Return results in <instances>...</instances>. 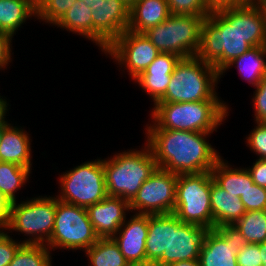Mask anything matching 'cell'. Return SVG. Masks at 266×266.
I'll return each mask as SVG.
<instances>
[{
  "label": "cell",
  "instance_id": "d590c367",
  "mask_svg": "<svg viewBox=\"0 0 266 266\" xmlns=\"http://www.w3.org/2000/svg\"><path fill=\"white\" fill-rule=\"evenodd\" d=\"M263 250L259 243H248L237 254L238 266H262Z\"/></svg>",
  "mask_w": 266,
  "mask_h": 266
},
{
  "label": "cell",
  "instance_id": "5b68a950",
  "mask_svg": "<svg viewBox=\"0 0 266 266\" xmlns=\"http://www.w3.org/2000/svg\"><path fill=\"white\" fill-rule=\"evenodd\" d=\"M108 196L120 197L129 203L143 182L158 168L149 146L133 149L103 159Z\"/></svg>",
  "mask_w": 266,
  "mask_h": 266
},
{
  "label": "cell",
  "instance_id": "6da1fadb",
  "mask_svg": "<svg viewBox=\"0 0 266 266\" xmlns=\"http://www.w3.org/2000/svg\"><path fill=\"white\" fill-rule=\"evenodd\" d=\"M266 46L263 17L256 4L211 11L201 27L196 56L220 73L229 62L252 47Z\"/></svg>",
  "mask_w": 266,
  "mask_h": 266
},
{
  "label": "cell",
  "instance_id": "83f0119b",
  "mask_svg": "<svg viewBox=\"0 0 266 266\" xmlns=\"http://www.w3.org/2000/svg\"><path fill=\"white\" fill-rule=\"evenodd\" d=\"M32 168L0 162V193L10 204L16 202L17 191L28 182Z\"/></svg>",
  "mask_w": 266,
  "mask_h": 266
},
{
  "label": "cell",
  "instance_id": "ee69618b",
  "mask_svg": "<svg viewBox=\"0 0 266 266\" xmlns=\"http://www.w3.org/2000/svg\"><path fill=\"white\" fill-rule=\"evenodd\" d=\"M8 105L9 104H0V116L4 113L8 111Z\"/></svg>",
  "mask_w": 266,
  "mask_h": 266
},
{
  "label": "cell",
  "instance_id": "f546056e",
  "mask_svg": "<svg viewBox=\"0 0 266 266\" xmlns=\"http://www.w3.org/2000/svg\"><path fill=\"white\" fill-rule=\"evenodd\" d=\"M49 250L46 245L22 244L9 266H52Z\"/></svg>",
  "mask_w": 266,
  "mask_h": 266
},
{
  "label": "cell",
  "instance_id": "ab89813d",
  "mask_svg": "<svg viewBox=\"0 0 266 266\" xmlns=\"http://www.w3.org/2000/svg\"><path fill=\"white\" fill-rule=\"evenodd\" d=\"M248 3L246 0H207L211 11H216L225 7H235Z\"/></svg>",
  "mask_w": 266,
  "mask_h": 266
},
{
  "label": "cell",
  "instance_id": "9a60e30c",
  "mask_svg": "<svg viewBox=\"0 0 266 266\" xmlns=\"http://www.w3.org/2000/svg\"><path fill=\"white\" fill-rule=\"evenodd\" d=\"M206 232L204 227L183 223L173 213L169 214L168 255H162L152 266L199 259Z\"/></svg>",
  "mask_w": 266,
  "mask_h": 266
},
{
  "label": "cell",
  "instance_id": "ba28073f",
  "mask_svg": "<svg viewBox=\"0 0 266 266\" xmlns=\"http://www.w3.org/2000/svg\"><path fill=\"white\" fill-rule=\"evenodd\" d=\"M211 172L178 175L173 214L183 223L213 229Z\"/></svg>",
  "mask_w": 266,
  "mask_h": 266
},
{
  "label": "cell",
  "instance_id": "7c38bea8",
  "mask_svg": "<svg viewBox=\"0 0 266 266\" xmlns=\"http://www.w3.org/2000/svg\"><path fill=\"white\" fill-rule=\"evenodd\" d=\"M92 9V42L102 52L124 33L130 21V7L122 0H81Z\"/></svg>",
  "mask_w": 266,
  "mask_h": 266
},
{
  "label": "cell",
  "instance_id": "1f68e13d",
  "mask_svg": "<svg viewBox=\"0 0 266 266\" xmlns=\"http://www.w3.org/2000/svg\"><path fill=\"white\" fill-rule=\"evenodd\" d=\"M170 13L208 16L211 12L207 0H166Z\"/></svg>",
  "mask_w": 266,
  "mask_h": 266
},
{
  "label": "cell",
  "instance_id": "836d02e7",
  "mask_svg": "<svg viewBox=\"0 0 266 266\" xmlns=\"http://www.w3.org/2000/svg\"><path fill=\"white\" fill-rule=\"evenodd\" d=\"M256 127L248 135L247 145L258 155V159H266V123L255 122Z\"/></svg>",
  "mask_w": 266,
  "mask_h": 266
},
{
  "label": "cell",
  "instance_id": "c3c4849f",
  "mask_svg": "<svg viewBox=\"0 0 266 266\" xmlns=\"http://www.w3.org/2000/svg\"><path fill=\"white\" fill-rule=\"evenodd\" d=\"M125 2L129 7L136 1V0H122Z\"/></svg>",
  "mask_w": 266,
  "mask_h": 266
},
{
  "label": "cell",
  "instance_id": "9c48e42d",
  "mask_svg": "<svg viewBox=\"0 0 266 266\" xmlns=\"http://www.w3.org/2000/svg\"><path fill=\"white\" fill-rule=\"evenodd\" d=\"M56 198L62 202L87 208L108 196L103 159L84 162L63 172Z\"/></svg>",
  "mask_w": 266,
  "mask_h": 266
},
{
  "label": "cell",
  "instance_id": "52a82bcc",
  "mask_svg": "<svg viewBox=\"0 0 266 266\" xmlns=\"http://www.w3.org/2000/svg\"><path fill=\"white\" fill-rule=\"evenodd\" d=\"M17 202L9 204L7 231L29 236L23 244L47 245L54 228L56 197L46 195Z\"/></svg>",
  "mask_w": 266,
  "mask_h": 266
},
{
  "label": "cell",
  "instance_id": "d4e9b609",
  "mask_svg": "<svg viewBox=\"0 0 266 266\" xmlns=\"http://www.w3.org/2000/svg\"><path fill=\"white\" fill-rule=\"evenodd\" d=\"M224 161L221 157L211 170L213 180L228 193L241 197L254 184L251 174L247 168H232Z\"/></svg>",
  "mask_w": 266,
  "mask_h": 266
},
{
  "label": "cell",
  "instance_id": "681fc988",
  "mask_svg": "<svg viewBox=\"0 0 266 266\" xmlns=\"http://www.w3.org/2000/svg\"><path fill=\"white\" fill-rule=\"evenodd\" d=\"M2 96L0 95V104H7L8 102L6 101L5 98H1Z\"/></svg>",
  "mask_w": 266,
  "mask_h": 266
},
{
  "label": "cell",
  "instance_id": "603a6c76",
  "mask_svg": "<svg viewBox=\"0 0 266 266\" xmlns=\"http://www.w3.org/2000/svg\"><path fill=\"white\" fill-rule=\"evenodd\" d=\"M37 17V8L29 0H0V32L13 38L28 18Z\"/></svg>",
  "mask_w": 266,
  "mask_h": 266
},
{
  "label": "cell",
  "instance_id": "ffe728a7",
  "mask_svg": "<svg viewBox=\"0 0 266 266\" xmlns=\"http://www.w3.org/2000/svg\"><path fill=\"white\" fill-rule=\"evenodd\" d=\"M211 210L213 229L222 225H234L246 212L240 197L221 188L211 174Z\"/></svg>",
  "mask_w": 266,
  "mask_h": 266
},
{
  "label": "cell",
  "instance_id": "5bb4252c",
  "mask_svg": "<svg viewBox=\"0 0 266 266\" xmlns=\"http://www.w3.org/2000/svg\"><path fill=\"white\" fill-rule=\"evenodd\" d=\"M246 244L235 225L218 226L205 233L198 260L201 266H238L237 254Z\"/></svg>",
  "mask_w": 266,
  "mask_h": 266
},
{
  "label": "cell",
  "instance_id": "8992f818",
  "mask_svg": "<svg viewBox=\"0 0 266 266\" xmlns=\"http://www.w3.org/2000/svg\"><path fill=\"white\" fill-rule=\"evenodd\" d=\"M206 17L171 13L165 21L143 33L160 52L173 53L181 58L196 56Z\"/></svg>",
  "mask_w": 266,
  "mask_h": 266
},
{
  "label": "cell",
  "instance_id": "277c9868",
  "mask_svg": "<svg viewBox=\"0 0 266 266\" xmlns=\"http://www.w3.org/2000/svg\"><path fill=\"white\" fill-rule=\"evenodd\" d=\"M219 79L220 73L212 64L197 56L181 58L172 72L165 95L157 103L222 101L216 92Z\"/></svg>",
  "mask_w": 266,
  "mask_h": 266
},
{
  "label": "cell",
  "instance_id": "d6a6232c",
  "mask_svg": "<svg viewBox=\"0 0 266 266\" xmlns=\"http://www.w3.org/2000/svg\"><path fill=\"white\" fill-rule=\"evenodd\" d=\"M246 211L266 210V188L249 185L240 197Z\"/></svg>",
  "mask_w": 266,
  "mask_h": 266
},
{
  "label": "cell",
  "instance_id": "8d00e7d4",
  "mask_svg": "<svg viewBox=\"0 0 266 266\" xmlns=\"http://www.w3.org/2000/svg\"><path fill=\"white\" fill-rule=\"evenodd\" d=\"M254 96L252 98L254 107L255 122L266 123V75L255 87Z\"/></svg>",
  "mask_w": 266,
  "mask_h": 266
},
{
  "label": "cell",
  "instance_id": "f907efd6",
  "mask_svg": "<svg viewBox=\"0 0 266 266\" xmlns=\"http://www.w3.org/2000/svg\"><path fill=\"white\" fill-rule=\"evenodd\" d=\"M260 1H264V0H249L248 3L256 4V3L260 2Z\"/></svg>",
  "mask_w": 266,
  "mask_h": 266
},
{
  "label": "cell",
  "instance_id": "8fae6325",
  "mask_svg": "<svg viewBox=\"0 0 266 266\" xmlns=\"http://www.w3.org/2000/svg\"><path fill=\"white\" fill-rule=\"evenodd\" d=\"M177 179L175 173L157 168L129 203L130 211L149 215L173 213Z\"/></svg>",
  "mask_w": 266,
  "mask_h": 266
},
{
  "label": "cell",
  "instance_id": "60d3db41",
  "mask_svg": "<svg viewBox=\"0 0 266 266\" xmlns=\"http://www.w3.org/2000/svg\"><path fill=\"white\" fill-rule=\"evenodd\" d=\"M8 214H9V203L0 193V231L7 230L8 226Z\"/></svg>",
  "mask_w": 266,
  "mask_h": 266
},
{
  "label": "cell",
  "instance_id": "4316f807",
  "mask_svg": "<svg viewBox=\"0 0 266 266\" xmlns=\"http://www.w3.org/2000/svg\"><path fill=\"white\" fill-rule=\"evenodd\" d=\"M85 253L89 266H131L112 237L99 238Z\"/></svg>",
  "mask_w": 266,
  "mask_h": 266
},
{
  "label": "cell",
  "instance_id": "ac0fdd59",
  "mask_svg": "<svg viewBox=\"0 0 266 266\" xmlns=\"http://www.w3.org/2000/svg\"><path fill=\"white\" fill-rule=\"evenodd\" d=\"M6 113L0 116V162L31 168L32 139L27 131L5 121Z\"/></svg>",
  "mask_w": 266,
  "mask_h": 266
},
{
  "label": "cell",
  "instance_id": "e0dca14e",
  "mask_svg": "<svg viewBox=\"0 0 266 266\" xmlns=\"http://www.w3.org/2000/svg\"><path fill=\"white\" fill-rule=\"evenodd\" d=\"M89 220L99 238L113 237L125 222L130 211L127 200L106 196L102 201L86 208ZM127 211V212H126Z\"/></svg>",
  "mask_w": 266,
  "mask_h": 266
},
{
  "label": "cell",
  "instance_id": "b9f144b4",
  "mask_svg": "<svg viewBox=\"0 0 266 266\" xmlns=\"http://www.w3.org/2000/svg\"><path fill=\"white\" fill-rule=\"evenodd\" d=\"M167 266H201V265L198 259H194V260L174 262Z\"/></svg>",
  "mask_w": 266,
  "mask_h": 266
},
{
  "label": "cell",
  "instance_id": "7a4b0ae2",
  "mask_svg": "<svg viewBox=\"0 0 266 266\" xmlns=\"http://www.w3.org/2000/svg\"><path fill=\"white\" fill-rule=\"evenodd\" d=\"M145 132L146 144L157 167L176 175L211 172L221 158L206 141L211 133L168 129H146Z\"/></svg>",
  "mask_w": 266,
  "mask_h": 266
},
{
  "label": "cell",
  "instance_id": "2e32d148",
  "mask_svg": "<svg viewBox=\"0 0 266 266\" xmlns=\"http://www.w3.org/2000/svg\"><path fill=\"white\" fill-rule=\"evenodd\" d=\"M147 234L148 214L135 213L112 237L131 266H152L146 259Z\"/></svg>",
  "mask_w": 266,
  "mask_h": 266
},
{
  "label": "cell",
  "instance_id": "4dcf8cb0",
  "mask_svg": "<svg viewBox=\"0 0 266 266\" xmlns=\"http://www.w3.org/2000/svg\"><path fill=\"white\" fill-rule=\"evenodd\" d=\"M77 0H45L37 8V19L54 25Z\"/></svg>",
  "mask_w": 266,
  "mask_h": 266
},
{
  "label": "cell",
  "instance_id": "cb8c5ba5",
  "mask_svg": "<svg viewBox=\"0 0 266 266\" xmlns=\"http://www.w3.org/2000/svg\"><path fill=\"white\" fill-rule=\"evenodd\" d=\"M169 214H148L146 259L153 265L162 255H168Z\"/></svg>",
  "mask_w": 266,
  "mask_h": 266
},
{
  "label": "cell",
  "instance_id": "4fadbf2b",
  "mask_svg": "<svg viewBox=\"0 0 266 266\" xmlns=\"http://www.w3.org/2000/svg\"><path fill=\"white\" fill-rule=\"evenodd\" d=\"M125 66L132 80L138 77L161 53L144 33L126 30L103 52Z\"/></svg>",
  "mask_w": 266,
  "mask_h": 266
},
{
  "label": "cell",
  "instance_id": "e575fe53",
  "mask_svg": "<svg viewBox=\"0 0 266 266\" xmlns=\"http://www.w3.org/2000/svg\"><path fill=\"white\" fill-rule=\"evenodd\" d=\"M7 231H0V266H9L19 247L23 244L14 240Z\"/></svg>",
  "mask_w": 266,
  "mask_h": 266
},
{
  "label": "cell",
  "instance_id": "7402d4cb",
  "mask_svg": "<svg viewBox=\"0 0 266 266\" xmlns=\"http://www.w3.org/2000/svg\"><path fill=\"white\" fill-rule=\"evenodd\" d=\"M234 65L242 79L256 87L266 75V46L252 47L241 56L234 58L220 72V79L221 75Z\"/></svg>",
  "mask_w": 266,
  "mask_h": 266
},
{
  "label": "cell",
  "instance_id": "f6af8a7d",
  "mask_svg": "<svg viewBox=\"0 0 266 266\" xmlns=\"http://www.w3.org/2000/svg\"><path fill=\"white\" fill-rule=\"evenodd\" d=\"M36 8H38L45 0H29Z\"/></svg>",
  "mask_w": 266,
  "mask_h": 266
},
{
  "label": "cell",
  "instance_id": "d6986e66",
  "mask_svg": "<svg viewBox=\"0 0 266 266\" xmlns=\"http://www.w3.org/2000/svg\"><path fill=\"white\" fill-rule=\"evenodd\" d=\"M181 57L161 52L155 60L133 81L141 86L155 105L164 95L170 83L172 72Z\"/></svg>",
  "mask_w": 266,
  "mask_h": 266
},
{
  "label": "cell",
  "instance_id": "3957f363",
  "mask_svg": "<svg viewBox=\"0 0 266 266\" xmlns=\"http://www.w3.org/2000/svg\"><path fill=\"white\" fill-rule=\"evenodd\" d=\"M227 105L224 101L156 103L146 129L213 133L229 115Z\"/></svg>",
  "mask_w": 266,
  "mask_h": 266
},
{
  "label": "cell",
  "instance_id": "7dc6e473",
  "mask_svg": "<svg viewBox=\"0 0 266 266\" xmlns=\"http://www.w3.org/2000/svg\"><path fill=\"white\" fill-rule=\"evenodd\" d=\"M262 266H266V251H263Z\"/></svg>",
  "mask_w": 266,
  "mask_h": 266
},
{
  "label": "cell",
  "instance_id": "bcb514c9",
  "mask_svg": "<svg viewBox=\"0 0 266 266\" xmlns=\"http://www.w3.org/2000/svg\"><path fill=\"white\" fill-rule=\"evenodd\" d=\"M259 249L263 250V251H266V242L259 243Z\"/></svg>",
  "mask_w": 266,
  "mask_h": 266
},
{
  "label": "cell",
  "instance_id": "74e56055",
  "mask_svg": "<svg viewBox=\"0 0 266 266\" xmlns=\"http://www.w3.org/2000/svg\"><path fill=\"white\" fill-rule=\"evenodd\" d=\"M12 38L7 34L0 32V70L6 69L12 62Z\"/></svg>",
  "mask_w": 266,
  "mask_h": 266
},
{
  "label": "cell",
  "instance_id": "44dd1931",
  "mask_svg": "<svg viewBox=\"0 0 266 266\" xmlns=\"http://www.w3.org/2000/svg\"><path fill=\"white\" fill-rule=\"evenodd\" d=\"M166 0H136L130 6V21L127 30L143 33L165 21L170 16Z\"/></svg>",
  "mask_w": 266,
  "mask_h": 266
},
{
  "label": "cell",
  "instance_id": "484cf974",
  "mask_svg": "<svg viewBox=\"0 0 266 266\" xmlns=\"http://www.w3.org/2000/svg\"><path fill=\"white\" fill-rule=\"evenodd\" d=\"M55 25L92 41V9L81 0H77Z\"/></svg>",
  "mask_w": 266,
  "mask_h": 266
},
{
  "label": "cell",
  "instance_id": "f35d334b",
  "mask_svg": "<svg viewBox=\"0 0 266 266\" xmlns=\"http://www.w3.org/2000/svg\"><path fill=\"white\" fill-rule=\"evenodd\" d=\"M247 170L251 174L254 184L266 188V159H257Z\"/></svg>",
  "mask_w": 266,
  "mask_h": 266
},
{
  "label": "cell",
  "instance_id": "30bf717a",
  "mask_svg": "<svg viewBox=\"0 0 266 266\" xmlns=\"http://www.w3.org/2000/svg\"><path fill=\"white\" fill-rule=\"evenodd\" d=\"M98 240L86 208L56 198L53 233L46 246L51 251L57 248L85 251Z\"/></svg>",
  "mask_w": 266,
  "mask_h": 266
},
{
  "label": "cell",
  "instance_id": "f1b7e54d",
  "mask_svg": "<svg viewBox=\"0 0 266 266\" xmlns=\"http://www.w3.org/2000/svg\"><path fill=\"white\" fill-rule=\"evenodd\" d=\"M234 225L247 243L266 242V210L246 211Z\"/></svg>",
  "mask_w": 266,
  "mask_h": 266
},
{
  "label": "cell",
  "instance_id": "7bdbcfd3",
  "mask_svg": "<svg viewBox=\"0 0 266 266\" xmlns=\"http://www.w3.org/2000/svg\"><path fill=\"white\" fill-rule=\"evenodd\" d=\"M256 6L258 7V9L260 10V12L262 14L264 29L266 32V0L256 3Z\"/></svg>",
  "mask_w": 266,
  "mask_h": 266
}]
</instances>
